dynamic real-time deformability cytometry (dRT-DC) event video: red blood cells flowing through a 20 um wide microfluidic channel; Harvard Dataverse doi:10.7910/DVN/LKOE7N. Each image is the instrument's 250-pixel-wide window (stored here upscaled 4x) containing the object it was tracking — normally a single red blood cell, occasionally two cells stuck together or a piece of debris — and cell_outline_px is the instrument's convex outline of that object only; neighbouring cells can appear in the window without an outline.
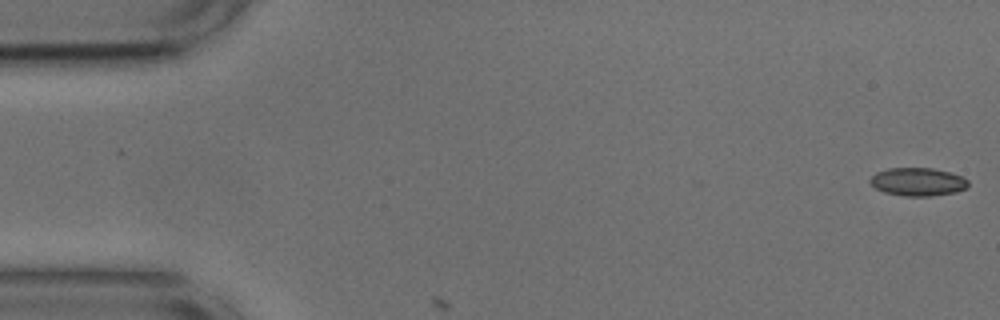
{"species": "common noctule bat (a hibernating species)", "species_latin": "Nyctalus noctula", "temperature_condition": "cold", "stored_images_in_passage": 4, "camera_frame_rate_fps": 3000, "um_per_image_px": 0.085, "animal": {"sex": "male", "body_mass_g": 17.9, "forearm_length_mm": 54.2}, "frame": {"image": 1, "passage_image": 1, "time_ms": 0.0, "image_size_px": [1000, 320], "cell_outline_px": [[968, 188], [956, 192], [928, 196], [904, 196], [884, 192], [876, 188], [868, 180], [876, 172], [888, 168], [932, 168], [948, 172], [960, 176], [968, 180]], "centroid_in_image_um": [78.0, 15.45], "position_along_channel_um": 7.0, "area_um2": 16.01}}